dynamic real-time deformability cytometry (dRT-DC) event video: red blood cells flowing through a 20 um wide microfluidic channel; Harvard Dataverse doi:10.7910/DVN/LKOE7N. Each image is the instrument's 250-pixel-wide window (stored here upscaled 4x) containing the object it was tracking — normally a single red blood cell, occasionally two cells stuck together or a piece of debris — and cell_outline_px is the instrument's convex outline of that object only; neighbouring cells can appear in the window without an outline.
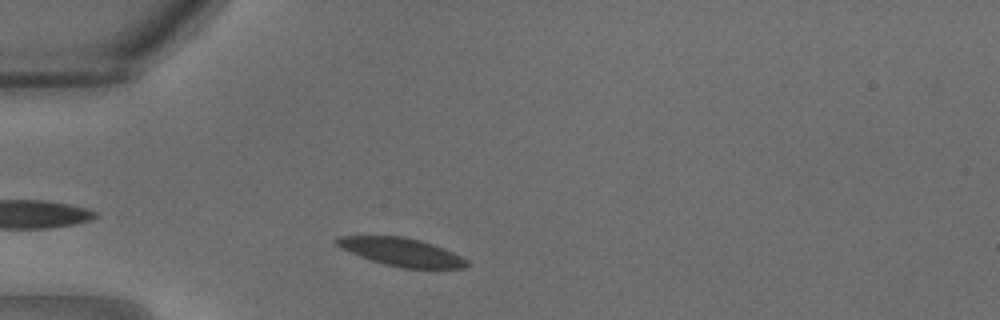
{"species": "common noctule bat (a hibernating species)", "species_latin": "Nyctalus noctula", "temperature_condition": "warm", "stored_images_in_passage": 6, "camera_frame_rate_fps": 3000, "um_per_image_px": 0.085, "animal": {"sex": "male", "body_mass_g": 18.8}, "frame": {"image": 1, "passage_image": 3, "time_ms": 0.667, "image_size_px": [1000, 320], "cell_outline_px": [[472, 264], [464, 268], [404, 268], [384, 264], [360, 256], [340, 248], [332, 240], [336, 236], [404, 236], [420, 240], [444, 248], [468, 260]], "centroid_in_image_um": [34.12, 21.41], "position_along_channel_um": 50.9, "area_um2": 21.33}}
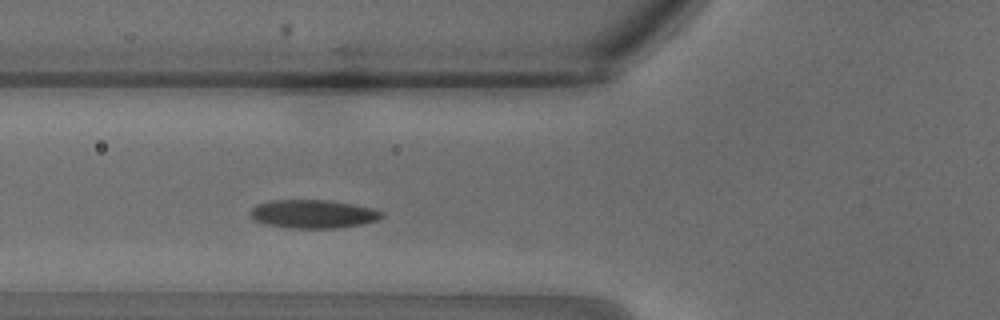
{"frame": {"image": 2, "passage_image": 6, "time_ms": 1.667, "image_size_px": [1000, 320], "cell_outline_px": [[384, 216], [376, 220], [360, 224], [336, 228], [288, 228], [268, 224], [256, 220], [252, 216], [252, 208], [256, 204], [268, 200], [328, 200], [352, 204], [372, 208], [384, 212]], "centroid_in_image_um": [26.63, 18.18], "position_along_channel_um": 99.2, "area_um2": 21.56}}